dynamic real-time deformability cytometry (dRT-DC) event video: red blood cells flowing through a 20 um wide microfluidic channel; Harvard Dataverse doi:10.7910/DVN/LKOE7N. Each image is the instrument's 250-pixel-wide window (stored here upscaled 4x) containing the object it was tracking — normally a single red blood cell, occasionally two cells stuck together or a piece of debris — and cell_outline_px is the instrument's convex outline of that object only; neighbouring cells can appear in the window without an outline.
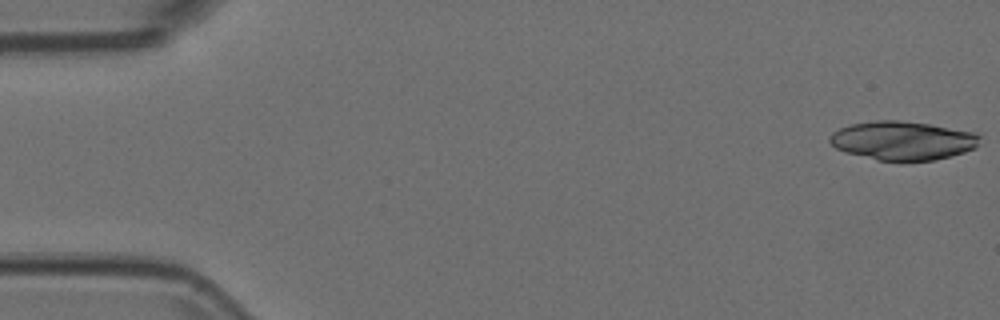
{"species": "Egyptian fruit bat (a non-hibernating species)", "species_latin": "Rousettus aegyptiacus", "temperature_condition": "room temperature", "stored_images_in_passage": 14, "camera_frame_rate_fps": 3000, "um_per_image_px": 0.085, "animal": {"sex": "female"}, "frame": {"image": 1, "passage_image": 1, "time_ms": 0.0, "image_size_px": [1000, 320], "cell_outline_px": [[980, 136], [976, 148], [964, 152], [932, 160], [876, 160], [844, 152], [836, 148], [828, 140], [828, 136], [832, 132], [840, 128], [852, 124], [876, 120], [900, 120], [928, 124], [976, 132]], "centroid_in_image_um": [76.7, 11.94], "position_along_channel_um": 8.3, "area_um2": 33.76}}